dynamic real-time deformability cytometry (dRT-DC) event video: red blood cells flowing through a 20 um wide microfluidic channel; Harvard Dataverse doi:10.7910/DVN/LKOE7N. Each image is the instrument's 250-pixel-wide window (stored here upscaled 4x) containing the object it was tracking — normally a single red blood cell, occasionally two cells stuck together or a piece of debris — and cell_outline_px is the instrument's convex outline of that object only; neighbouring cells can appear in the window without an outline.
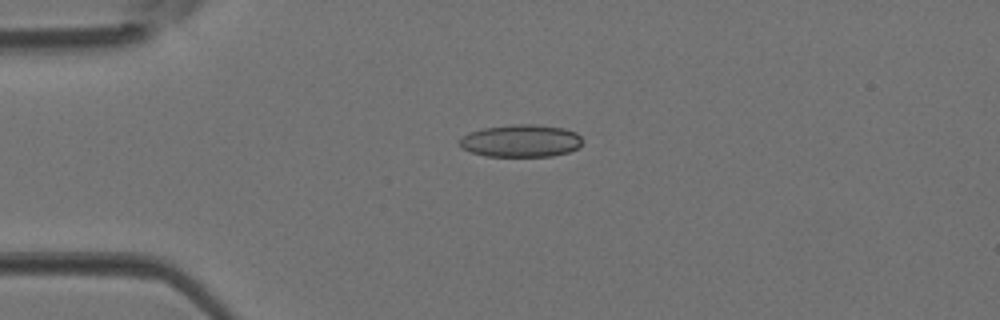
{"species": "Egyptian fruit bat (a non-hibernating species)", "species_latin": "Rousettus aegyptiacus", "temperature_condition": "room temperature", "stored_images_in_passage": 4, "camera_frame_rate_fps": 3000, "um_per_image_px": 0.085, "animal": {"sex": "female"}, "frame": {"image": 1, "passage_image": 3, "time_ms": 0.667, "image_size_px": [1000, 320], "cell_outline_px": [[584, 140], [580, 148], [568, 152], [552, 156], [484, 156], [460, 148], [460, 140], [468, 132], [484, 128], [516, 124], [536, 124], [564, 128], [576, 132]], "centroid_in_image_um": [44.32, 11.97], "position_along_channel_um": 40.7, "area_um2": 23.41}}